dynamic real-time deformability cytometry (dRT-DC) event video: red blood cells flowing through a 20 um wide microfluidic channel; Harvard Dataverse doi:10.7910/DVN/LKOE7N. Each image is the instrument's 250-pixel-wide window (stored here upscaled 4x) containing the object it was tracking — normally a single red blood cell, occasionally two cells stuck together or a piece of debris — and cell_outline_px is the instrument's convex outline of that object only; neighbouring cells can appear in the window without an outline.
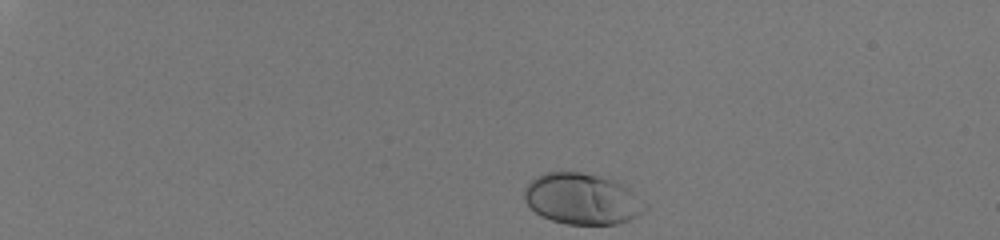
{"species": "human", "species_latin": "Homo sapiens", "temperature_condition": "room temperature", "stored_images_in_passage": 37, "camera_frame_rate_fps": 3000, "um_per_image_px": 0.085, "donor": {"sex": "male"}, "frame": {"image": 1, "passage_image": 1, "time_ms": 0.0, "image_size_px": [1000, 240], "cell_outline_px": [[648, 208], [636, 216], [628, 220], [616, 224], [568, 224], [552, 220], [540, 216], [524, 200], [524, 188], [536, 176], [544, 172], [580, 172], [612, 180], [628, 188], [648, 204]], "centroid_in_image_um": [49.47, 16.91], "position_along_channel_um": 35.5, "area_um2": 35.66}}
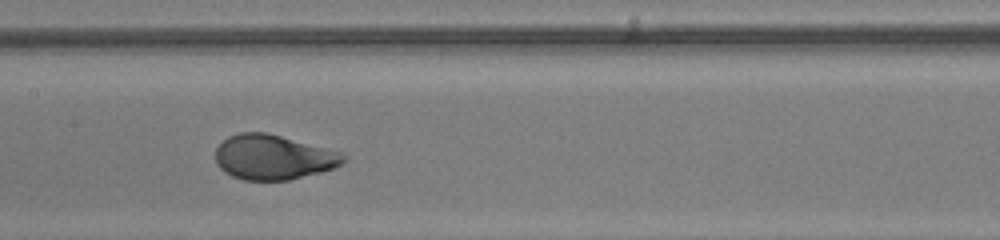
{"frame": {"image": 2, "passage_image": 21, "time_ms": 6.667, "image_size_px": [1000, 240], "cell_outline_px": [[348, 160], [332, 168], [320, 172], [288, 180], [244, 180], [232, 176], [224, 172], [216, 164], [216, 148], [228, 136], [240, 132], [268, 132], [340, 152], [348, 156]], "centroid_in_image_um": [23.22, 13.36], "position_along_channel_um": 184.2, "area_um2": 33.41}}
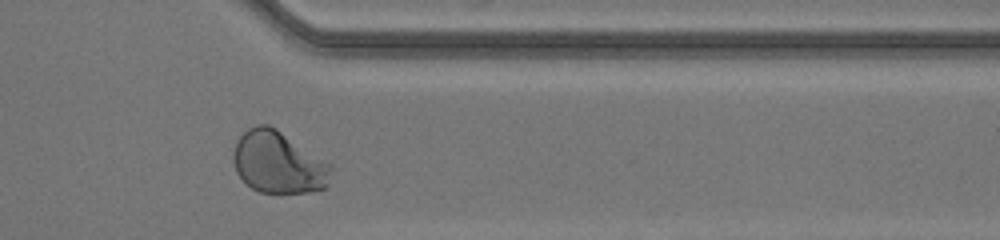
{"frame": {"image": 3, "passage_image": 36, "time_ms": 11.667, "image_size_px": [1000, 240], "cell_outline_px": [[332, 168], [324, 188], [308, 192], [260, 192], [252, 188], [236, 172], [232, 160], [232, 152], [236, 140], [248, 128], [256, 124], [268, 124], [276, 128], [332, 160]], "centroid_in_image_um": [23.69, 13.76], "position_along_channel_um": 387.7, "area_um2": 36.01}, "authors_computed_cell_mechanics": {"area_um2": 33.7552, "velocity_mm_per_s": 4.0655, "shape_relaxation_time_tau1_ms": 2.7328, "shape_relaxation_time_tau2_ms": null, "deformation_change_tau1": 0.1639, "deformation_change_tau2": null}}